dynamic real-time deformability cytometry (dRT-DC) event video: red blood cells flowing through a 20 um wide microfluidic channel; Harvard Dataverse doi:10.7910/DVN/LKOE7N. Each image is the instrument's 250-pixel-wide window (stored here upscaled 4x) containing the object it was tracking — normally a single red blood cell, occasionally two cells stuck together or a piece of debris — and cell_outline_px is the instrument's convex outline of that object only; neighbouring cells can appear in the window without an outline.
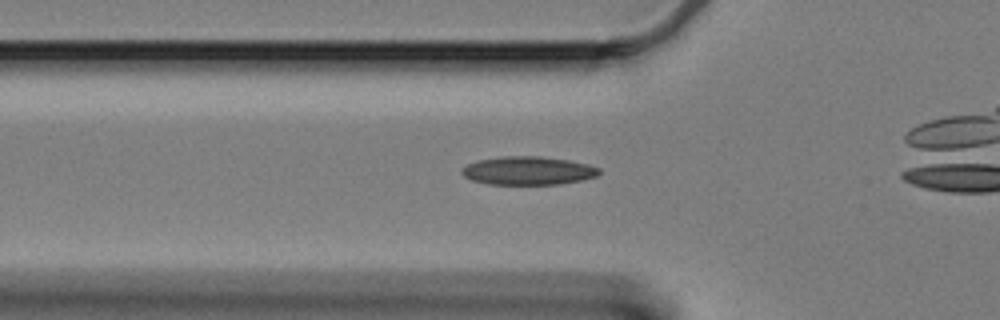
{"species": "Egyptian fruit bat (a non-hibernating species)", "species_latin": "Rousettus aegyptiacus", "temperature_condition": "cold", "stored_images_in_passage": 35, "camera_frame_rate_fps": 3000, "um_per_image_px": 0.085, "animal": {"sex": "female"}, "frame": {"image": 1, "passage_image": 6, "time_ms": 1.667, "image_size_px": [1000, 320], "cell_outline_px": [[600, 172], [596, 176], [580, 180], [560, 184], [488, 184], [472, 180], [464, 176], [460, 172], [468, 164], [480, 160], [500, 156], [540, 156], [568, 160], [588, 164], [600, 168]], "centroid_in_image_um": [44.89, 14.5], "position_along_channel_um": 80.9, "area_um2": 22.54}}
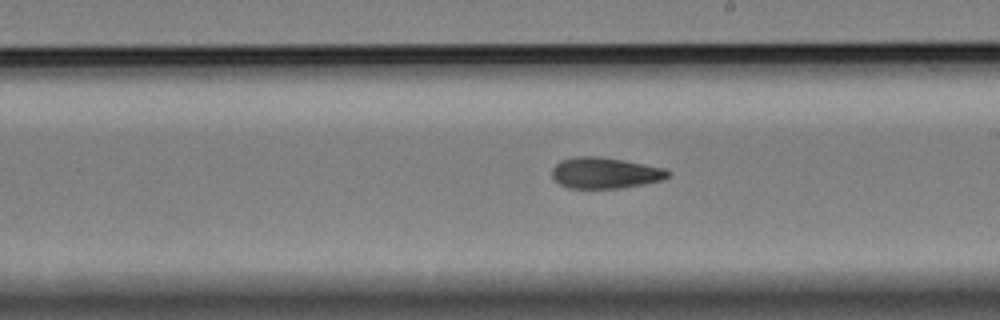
{"frame": {"image": 2, "passage_image": 20, "time_ms": 6.333, "image_size_px": [1000, 320], "cell_outline_px": [[672, 172], [664, 180], [644, 184], [620, 188], [568, 188], [560, 184], [552, 176], [552, 168], [560, 160], [576, 156], [596, 156], [620, 160], [664, 168]], "centroid_in_image_um": [51.42, 14.7], "position_along_channel_um": 237.6, "area_um2": 20.87}}
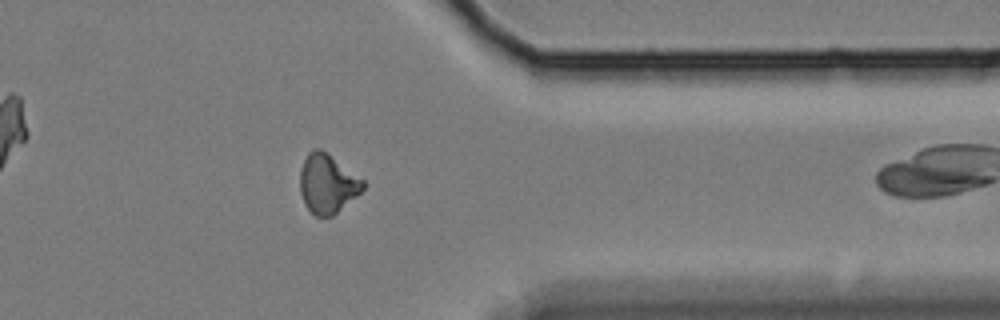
{"frame": {"image": 3, "passage_image": 34, "time_ms": 11.0, "image_size_px": [1000, 320], "cell_outline_px": [[364, 188], [356, 196], [332, 216], [316, 216], [304, 204], [300, 192], [300, 172], [304, 160], [308, 152], [316, 148], [320, 148], [328, 152], [364, 180]], "centroid_in_image_um": [27.82, 15.59], "position_along_channel_um": 383.6, "area_um2": 21.62}}